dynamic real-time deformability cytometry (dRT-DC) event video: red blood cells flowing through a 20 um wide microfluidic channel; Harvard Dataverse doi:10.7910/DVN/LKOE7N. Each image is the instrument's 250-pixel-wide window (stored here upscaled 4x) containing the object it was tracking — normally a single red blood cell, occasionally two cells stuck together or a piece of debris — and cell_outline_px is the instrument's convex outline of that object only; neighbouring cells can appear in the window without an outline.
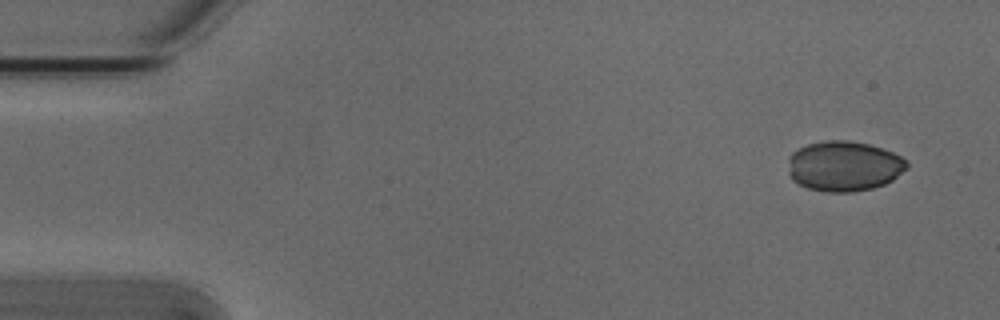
{"species": "Egyptian fruit bat (a non-hibernating species)", "species_latin": "Rousettus aegyptiacus", "temperature_condition": "cold", "stored_images_in_passage": 4, "camera_frame_rate_fps": 3000, "um_per_image_px": 0.085, "animal": {"sex": "male"}, "frame": {"image": 1, "passage_image": 1, "time_ms": 0.0, "image_size_px": [1000, 320], "cell_outline_px": [[908, 168], [892, 180], [884, 184], [872, 188], [852, 192], [824, 192], [808, 188], [792, 180], [788, 172], [788, 160], [792, 152], [808, 144], [824, 140], [848, 140], [868, 144], [892, 152], [900, 156], [908, 164]], "centroid_in_image_um": [71.72, 14.12], "position_along_channel_um": 13.3, "area_um2": 34.74}}